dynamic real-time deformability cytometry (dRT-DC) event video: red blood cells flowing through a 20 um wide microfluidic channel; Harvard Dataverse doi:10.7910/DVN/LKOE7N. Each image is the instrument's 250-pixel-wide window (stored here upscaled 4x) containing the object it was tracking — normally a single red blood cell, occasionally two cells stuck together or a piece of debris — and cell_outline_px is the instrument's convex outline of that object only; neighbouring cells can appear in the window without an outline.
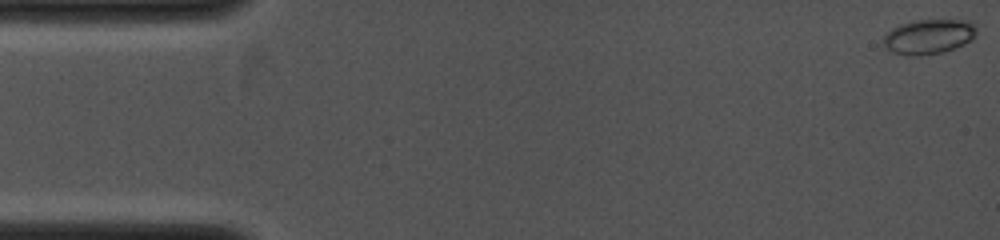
{"species": "common noctule bat (a hibernating species)", "species_latin": "Nyctalus noctula", "temperature_condition": "cold", "stored_images_in_passage": 12, "camera_frame_rate_fps": 4000, "um_per_image_px": 0.085, "animal": {"sex": "female", "body_mass_g": 19.0, "forearm_length_mm": 53.3}, "frame": {"image": 1, "passage_image": 1, "time_ms": 0.0, "image_size_px": [1000, 240], "cell_outline_px": [[976, 36], [972, 40], [964, 44], [944, 52], [920, 56], [908, 56], [892, 52], [884, 48], [880, 44], [880, 40], [892, 28], [900, 24], [916, 20], [972, 20], [976, 28]], "centroid_in_image_um": [78.91, 3.12], "position_along_channel_um": 6.1, "area_um2": 19.36}}
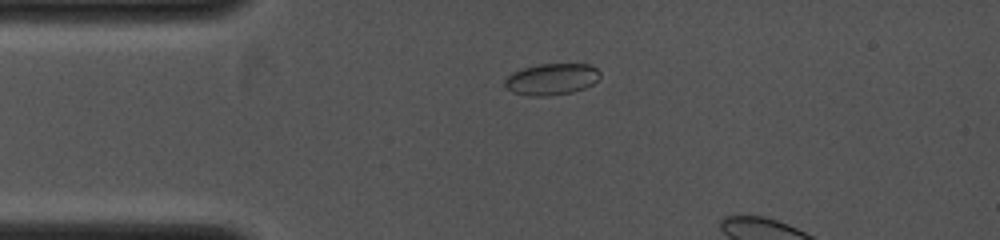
{"frame": {"image": 2, "passage_image": 9, "time_ms": 2.75, "image_size_px": [1000, 240], "cell_outline_px": [[600, 76], [592, 84], [584, 88], [572, 92], [548, 96], [528, 96], [512, 92], [504, 84], [504, 80], [512, 72], [524, 68], [540, 64], [588, 64], [596, 68], [600, 72]], "centroid_in_image_um": [46.87, 6.73], "position_along_channel_um": 38.1, "area_um2": 17.4}}